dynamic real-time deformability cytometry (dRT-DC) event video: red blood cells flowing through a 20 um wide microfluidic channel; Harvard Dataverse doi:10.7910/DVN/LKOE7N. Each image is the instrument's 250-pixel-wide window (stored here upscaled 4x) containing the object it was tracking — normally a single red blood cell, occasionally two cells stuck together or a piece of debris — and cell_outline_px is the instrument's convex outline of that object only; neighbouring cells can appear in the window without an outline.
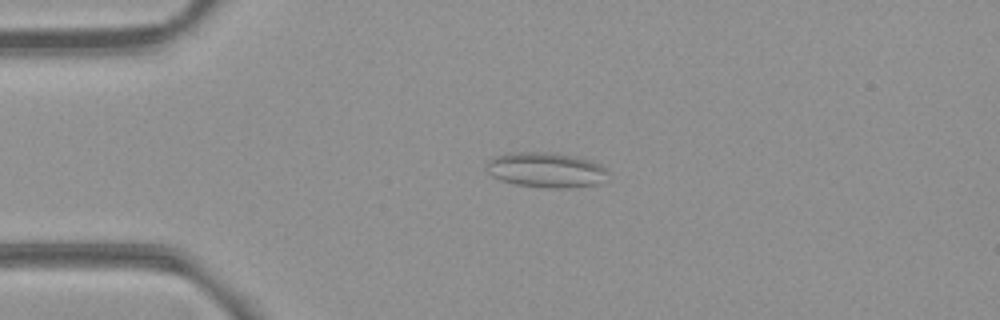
{"species": "common noctule bat (a hibernating species)", "species_latin": "Nyctalus noctula", "temperature_condition": "room temperature", "stored_images_in_passage": 42, "camera_frame_rate_fps": 3000, "um_per_image_px": 0.085, "animal": {"sex": "female", "body_mass_g": 21.9}, "frame": {"image": 1, "passage_image": 1, "time_ms": 0.0, "image_size_px": [1000, 320], "cell_outline_px": [[608, 172], [596, 184], [568, 188], [552, 188], [516, 184], [500, 180], [492, 176], [484, 168], [488, 160], [496, 156], [512, 152], [544, 152], [576, 156], [600, 164]], "centroid_in_image_um": [46.34, 14.44], "position_along_channel_um": 38.7, "area_um2": 24.57}}
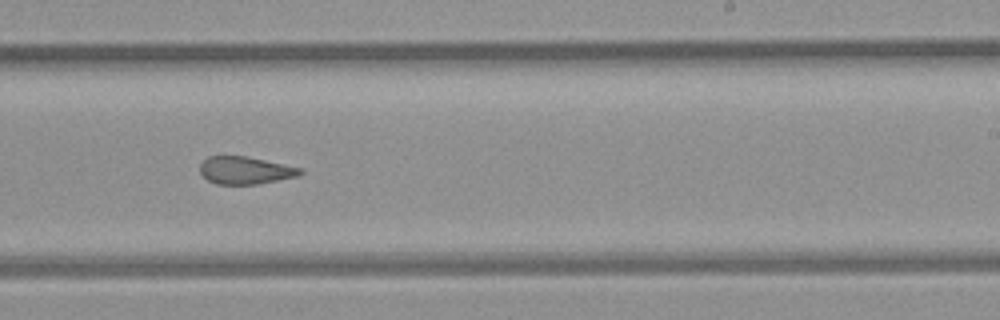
{"frame": {"image": 2, "passage_image": 21, "time_ms": 6.667, "image_size_px": [1000, 320], "cell_outline_px": [[304, 172], [300, 176], [256, 184], [216, 184], [208, 180], [200, 172], [200, 164], [208, 156], [244, 156], [304, 168]], "centroid_in_image_um": [20.88, 14.48], "position_along_channel_um": 268.1, "area_um2": 16.07}}
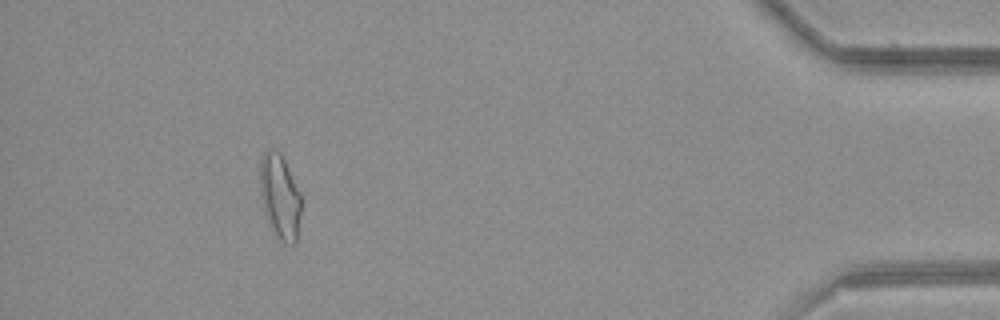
{"frame": {"image": 3, "passage_image": 37, "time_ms": 12.0, "image_size_px": [1000, 320], "cell_outline_px": [[300, 212], [296, 244], [284, 244], [276, 236], [264, 212], [260, 192], [260, 156], [268, 148], [280, 152], [300, 192]], "centroid_in_image_um": [23.77, 16.7], "position_along_channel_um": 411.4, "area_um2": 20.23}, "authors_computed_cell_mechanics": {"area_um2": 18.207, "velocity_mm_per_s": 3.8976, "shape_relaxation_time_tau1_ms": null, "shape_relaxation_time_tau2_ms": 2.4021, "deformation_change_tau1": null, "deformation_change_tau2": 0.1101}}